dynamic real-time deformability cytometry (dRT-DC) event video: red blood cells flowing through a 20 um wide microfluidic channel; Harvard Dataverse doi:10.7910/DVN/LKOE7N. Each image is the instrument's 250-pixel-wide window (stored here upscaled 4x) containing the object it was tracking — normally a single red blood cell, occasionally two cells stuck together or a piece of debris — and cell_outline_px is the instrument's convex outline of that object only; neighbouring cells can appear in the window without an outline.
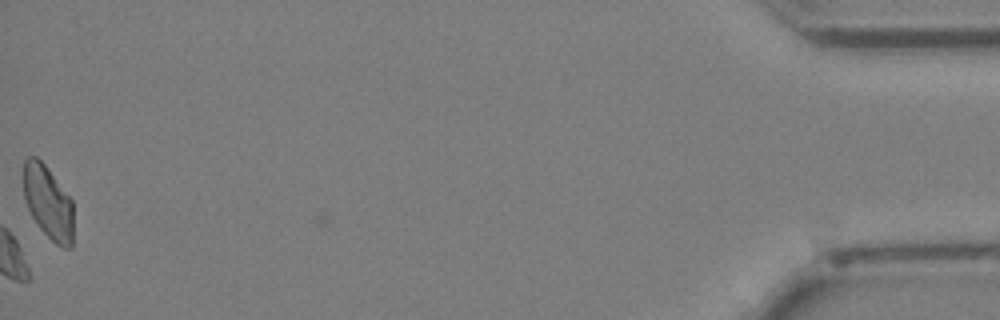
{"species": "Egyptian fruit bat (a non-hibernating species)", "species_latin": "Rousettus aegyptiacus", "temperature_condition": "cold", "stored_images_in_passage": 29, "camera_frame_rate_fps": 3000, "um_per_image_px": 0.085, "animal": {"sex": "female"}, "frame": {"image": 1, "passage_image": 29, "time_ms": 9.333, "image_size_px": [1000, 320], "cell_outline_px": [[72, 248], [64, 248], [56, 244], [36, 224], [28, 208], [24, 196], [20, 172], [24, 160], [28, 156], [36, 156], [44, 164], [72, 200]], "centroid_in_image_um": [4.03, 17.15], "position_along_channel_um": 431.2, "area_um2": 21.56}}